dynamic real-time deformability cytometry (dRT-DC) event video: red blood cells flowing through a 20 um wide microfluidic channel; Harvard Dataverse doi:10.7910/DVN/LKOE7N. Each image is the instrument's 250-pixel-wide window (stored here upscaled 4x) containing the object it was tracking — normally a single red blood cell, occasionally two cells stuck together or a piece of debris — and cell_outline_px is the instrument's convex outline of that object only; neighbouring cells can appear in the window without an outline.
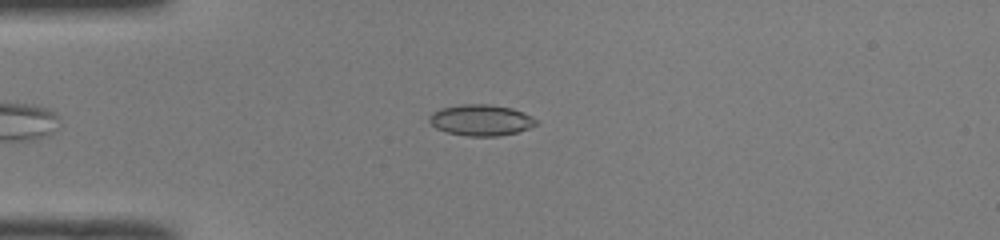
{"species": "common noctule bat (a hibernating species)", "species_latin": "Nyctalus noctula", "temperature_condition": "room temperature", "stored_images_in_passage": 38, "camera_frame_rate_fps": 3000, "um_per_image_px": 0.085, "animal": {"sex": "male", "body_mass_g": 19.0, "forearm_length_mm": 50.8}, "frame": {"image": 1, "passage_image": 3, "time_ms": 0.667, "image_size_px": [1000, 240], "cell_outline_px": [[540, 120], [536, 124], [528, 128], [516, 132], [500, 136], [468, 136], [448, 132], [436, 128], [428, 120], [428, 116], [432, 112], [440, 108], [460, 104], [488, 104], [512, 108], [532, 116]], "centroid_in_image_um": [40.87, 10.2], "position_along_channel_um": 44.1, "area_um2": 19.42}}
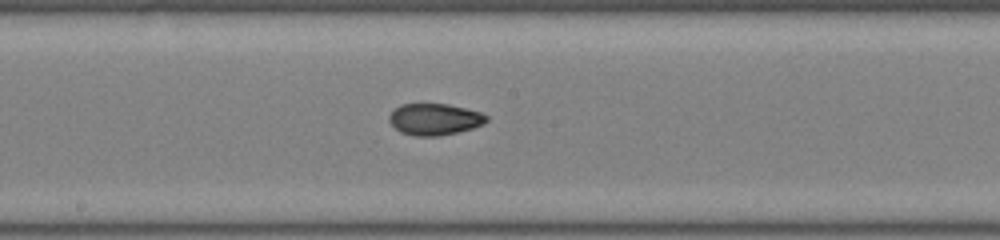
{"frame": {"image": 2, "passage_image": 17, "time_ms": 5.333, "image_size_px": [1000, 240], "cell_outline_px": [[488, 120], [484, 124], [472, 128], [440, 136], [416, 136], [400, 132], [388, 120], [388, 116], [400, 104], [448, 104], [480, 112], [488, 116]], "centroid_in_image_um": [36.94, 10.14], "position_along_channel_um": 211.3, "area_um2": 17.8}}
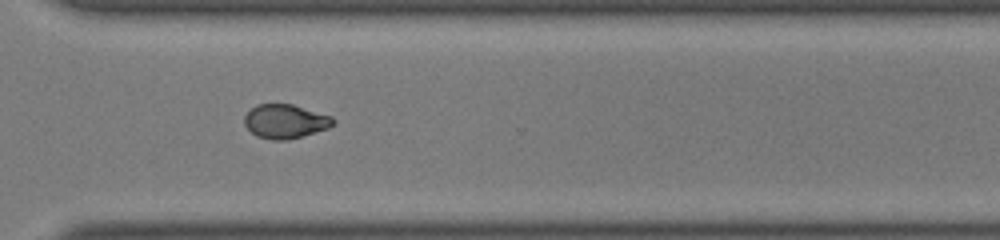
{"frame": {"image": 3, "passage_image": 27, "time_ms": 8.667, "image_size_px": [1000, 240], "cell_outline_px": [[336, 120], [328, 128], [300, 136], [284, 140], [272, 140], [256, 136], [244, 124], [244, 116], [256, 104], [292, 104], [332, 116]], "centroid_in_image_um": [24.23, 10.3], "position_along_channel_um": 346.4, "area_um2": 17.4}, "authors_computed_cell_mechanics": {"area_um2": 18.0336, "velocity_mm_per_s": 4.0471, "shape_relaxation_time_tau1_ms": null, "shape_relaxation_time_tau2_ms": 2.0527, "deformation_change_tau1": null, "deformation_change_tau2": 0.0578}}